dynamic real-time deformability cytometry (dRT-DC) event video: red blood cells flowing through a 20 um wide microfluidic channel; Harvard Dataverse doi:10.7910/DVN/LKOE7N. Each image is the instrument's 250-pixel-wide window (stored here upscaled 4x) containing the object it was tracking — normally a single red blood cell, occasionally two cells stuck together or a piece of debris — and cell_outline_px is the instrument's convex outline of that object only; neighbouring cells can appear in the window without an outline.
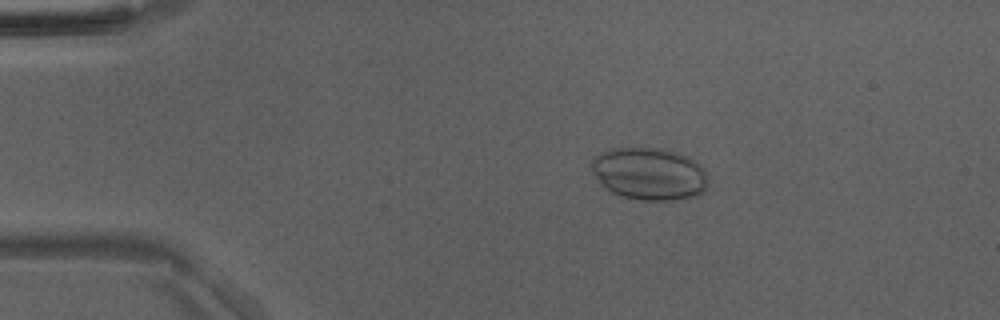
{"species": "Egyptian fruit bat (a non-hibernating species)", "species_latin": "Rousettus aegyptiacus", "temperature_condition": "room temperature", "stored_images_in_passage": 17, "camera_frame_rate_fps": 3000, "um_per_image_px": 0.085, "animal": {"sex": "male"}, "frame": {"image": 1, "passage_image": 10, "time_ms": 3.0, "image_size_px": [1000, 320], "cell_outline_px": [[708, 184], [704, 192], [696, 196], [672, 200], [640, 200], [620, 196], [612, 192], [600, 184], [592, 172], [592, 160], [596, 156], [612, 148], [664, 148], [680, 152], [696, 160], [704, 168], [708, 176]], "centroid_in_image_um": [55.24, 14.77], "position_along_channel_um": 29.8, "area_um2": 36.07}}